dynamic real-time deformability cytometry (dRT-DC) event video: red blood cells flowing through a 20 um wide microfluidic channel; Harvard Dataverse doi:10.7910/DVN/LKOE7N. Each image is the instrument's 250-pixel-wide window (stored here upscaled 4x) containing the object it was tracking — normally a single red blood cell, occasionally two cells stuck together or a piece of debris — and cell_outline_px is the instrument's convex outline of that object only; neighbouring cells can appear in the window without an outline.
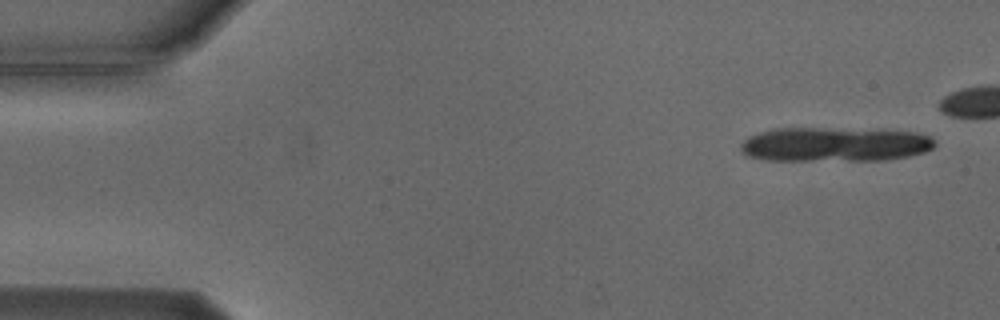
{"species": "Egyptian fruit bat (a non-hibernating species)", "species_latin": "Rousettus aegyptiacus", "temperature_condition": "cold", "stored_images_in_passage": 7, "camera_frame_rate_fps": 3000, "um_per_image_px": 0.085, "animal": {"sex": "male"}, "frame": {"image": 1, "passage_image": 1, "time_ms": 0.0, "image_size_px": [1000, 320], "cell_outline_px": [[936, 144], [932, 148], [924, 152], [908, 156], [888, 160], [764, 160], [748, 156], [740, 148], [740, 144], [748, 136], [760, 132], [776, 128], [820, 128], [916, 132], [928, 136], [936, 140]], "centroid_in_image_um": [70.93, 12.28], "position_along_channel_um": 14.1, "area_um2": 38.73}}
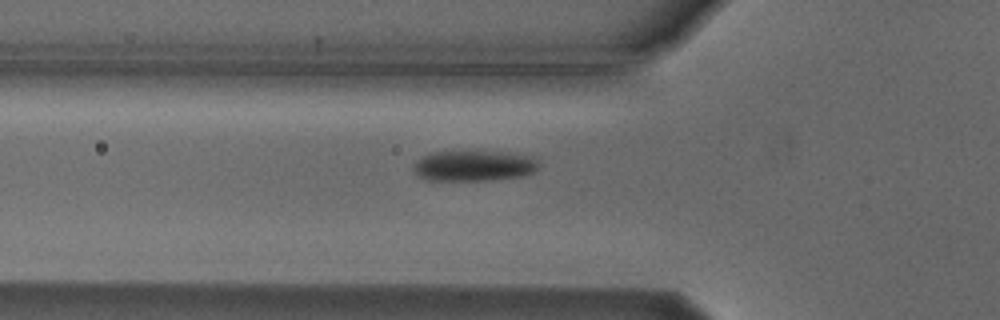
{"frame": {"image": 2, "passage_image": 7, "time_ms": 7.0, "image_size_px": [1000, 320], "cell_outline_px": [[540, 164], [532, 172], [524, 176], [488, 180], [428, 180], [420, 176], [412, 168], [412, 164], [416, 160], [432, 152], [508, 152], [532, 156]], "centroid_in_image_um": [40.28, 14.09], "position_along_channel_um": 85.5, "area_um2": 22.2}}